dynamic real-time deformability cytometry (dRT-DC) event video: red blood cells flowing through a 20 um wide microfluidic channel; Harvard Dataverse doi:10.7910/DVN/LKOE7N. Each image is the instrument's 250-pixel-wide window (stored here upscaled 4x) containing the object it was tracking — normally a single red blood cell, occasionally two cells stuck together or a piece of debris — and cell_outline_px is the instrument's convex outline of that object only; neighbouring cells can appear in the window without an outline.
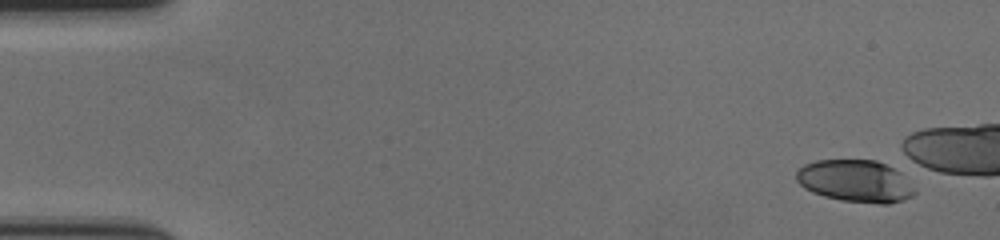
{"species": "human", "species_latin": "Homo sapiens", "temperature_condition": "cold", "stored_images_in_passage": 1, "camera_frame_rate_fps": 3000, "um_per_image_px": 0.085, "donor": {"sex": "female"}, "frame": {"image": 1, "passage_image": 1, "time_ms": 0.0, "image_size_px": [1000, 240], "cell_outline_px": [[916, 192], [912, 196], [904, 200], [888, 204], [880, 204], [840, 200], [824, 196], [812, 192], [804, 188], [796, 180], [796, 172], [804, 164], [816, 160], [876, 160], [900, 168]], "centroid_in_image_um": [72.75, 15.38], "position_along_channel_um": 12.2, "area_um2": 29.54}}